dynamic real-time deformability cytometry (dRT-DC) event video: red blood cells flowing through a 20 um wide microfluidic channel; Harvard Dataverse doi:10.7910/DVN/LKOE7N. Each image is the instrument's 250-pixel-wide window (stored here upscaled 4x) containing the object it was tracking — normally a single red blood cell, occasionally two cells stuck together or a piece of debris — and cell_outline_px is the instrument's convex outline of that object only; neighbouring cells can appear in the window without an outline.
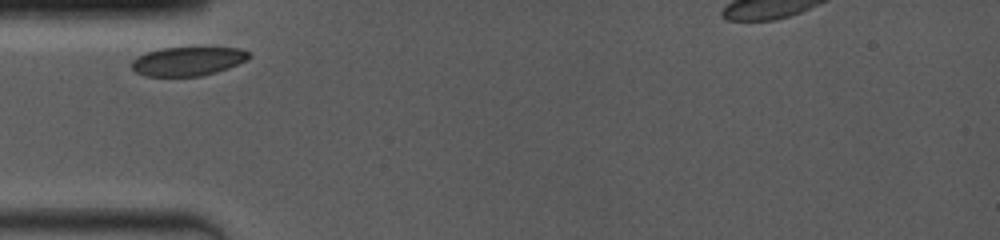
{"species": "common noctule bat (a hibernating species)", "species_latin": "Nyctalus noctula", "temperature_condition": "room temperature", "stored_images_in_passage": 27, "camera_frame_rate_fps": 4000, "um_per_image_px": 0.085, "animal": {"sex": "female", "body_mass_g": 19.0, "forearm_length_mm": 53.3}, "frame": {"image": 1, "passage_image": 1, "time_ms": 0.0, "image_size_px": [1000, 240], "cell_outline_px": [[252, 56], [248, 60], [228, 68], [216, 72], [200, 76], [144, 76], [136, 72], [132, 68], [132, 60], [136, 56], [160, 48], [240, 48], [248, 52]], "centroid_in_image_um": [15.97, 5.21], "position_along_channel_um": 69.0, "area_um2": 19.71}}
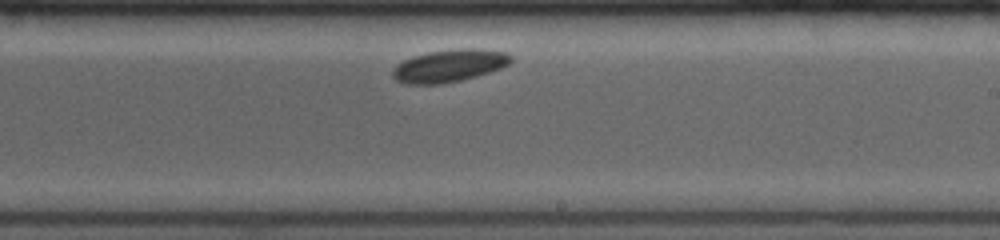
{"frame": {"image": 2, "passage_image": 16, "time_ms": 5.0, "image_size_px": [1000, 240], "cell_outline_px": [[512, 60], [508, 64], [500, 68], [476, 76], [460, 80], [440, 84], [404, 84], [396, 80], [392, 76], [392, 72], [396, 64], [412, 56], [428, 52], [460, 48], [476, 48], [508, 52], [512, 56]], "centroid_in_image_um": [38.17, 5.58], "position_along_channel_um": 250.8, "area_um2": 22.43}}
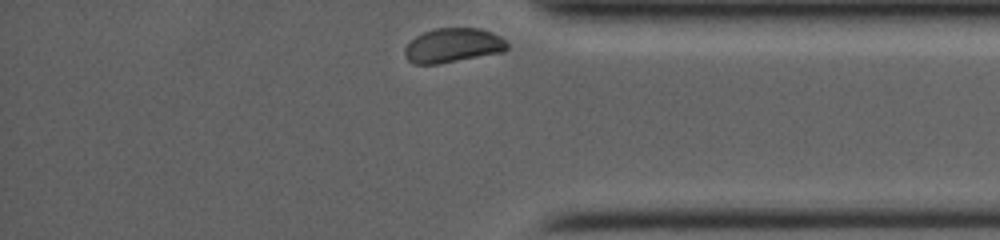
{"frame": {"image": 3, "passage_image": 27, "time_ms": 9.0, "image_size_px": [1000, 240], "cell_outline_px": [[508, 48], [504, 52], [436, 64], [412, 64], [404, 56], [404, 48], [416, 36], [424, 32], [436, 28], [480, 28], [492, 32], [500, 36], [508, 44]], "centroid_in_image_um": [38.5, 3.86], "position_along_channel_um": 396.7, "area_um2": 20.52}}